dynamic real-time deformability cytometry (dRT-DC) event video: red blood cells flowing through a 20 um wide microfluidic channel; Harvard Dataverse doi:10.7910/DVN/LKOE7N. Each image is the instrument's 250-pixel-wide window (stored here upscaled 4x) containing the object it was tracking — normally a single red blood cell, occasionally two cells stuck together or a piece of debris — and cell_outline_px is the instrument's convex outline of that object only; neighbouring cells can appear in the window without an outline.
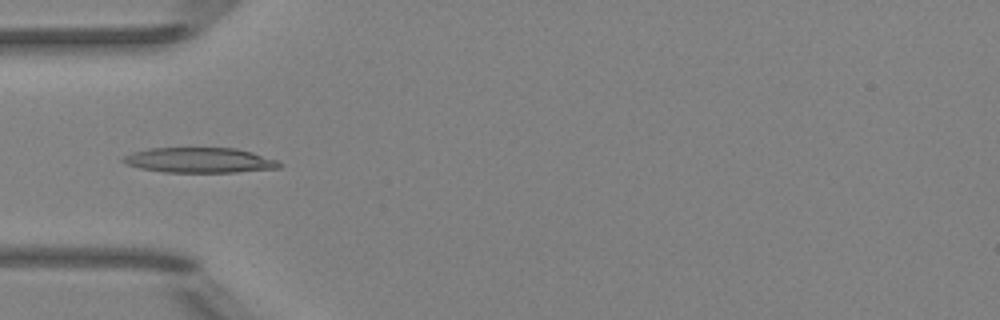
{"species": "Egyptian fruit bat (a non-hibernating species)", "species_latin": "Rousettus aegyptiacus", "temperature_condition": "room temperature", "stored_images_in_passage": 7, "camera_frame_rate_fps": 3000, "um_per_image_px": 0.085, "animal": {"sex": "female"}, "frame": {"image": 1, "passage_image": 5, "time_ms": 5.333, "image_size_px": [1000, 320], "cell_outline_px": [[284, 164], [280, 168], [236, 172], [164, 172], [140, 168], [124, 164], [120, 160], [124, 156], [132, 152], [148, 148], [236, 148], [252, 152], [276, 160]], "centroid_in_image_um": [16.94, 13.62], "position_along_channel_um": 68.1, "area_um2": 23.0}}
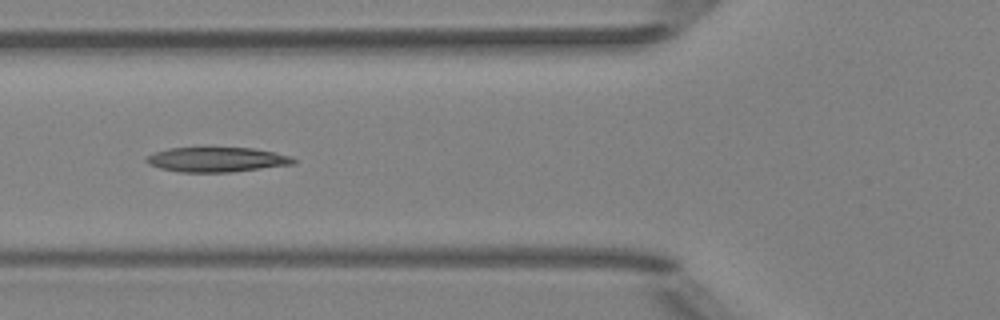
{"frame": {"image": 2, "passage_image": 6, "time_ms": 6.333, "image_size_px": [1000, 320], "cell_outline_px": [[296, 164], [232, 172], [180, 172], [160, 168], [148, 164], [144, 160], [144, 156], [152, 152], [168, 148], [252, 148], [272, 152], [288, 156], [296, 160]], "centroid_in_image_um": [18.35, 13.57], "position_along_channel_um": 107.4, "area_um2": 21.27}}
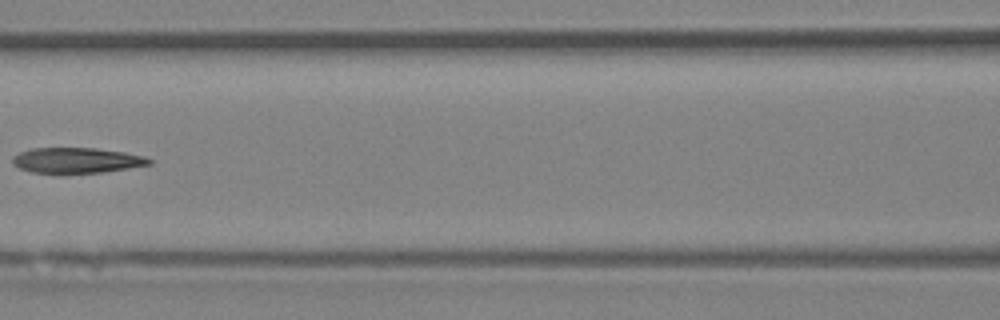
{"frame": {"image": 3, "passage_image": 7, "time_ms": 7.667, "image_size_px": [1000, 320], "cell_outline_px": [[152, 164], [104, 172], [32, 172], [20, 168], [12, 164], [12, 160], [20, 152], [32, 148], [96, 148], [124, 152], [144, 156], [152, 160]], "centroid_in_image_um": [6.55, 13.62], "position_along_channel_um": 160.1, "area_um2": 19.88}}